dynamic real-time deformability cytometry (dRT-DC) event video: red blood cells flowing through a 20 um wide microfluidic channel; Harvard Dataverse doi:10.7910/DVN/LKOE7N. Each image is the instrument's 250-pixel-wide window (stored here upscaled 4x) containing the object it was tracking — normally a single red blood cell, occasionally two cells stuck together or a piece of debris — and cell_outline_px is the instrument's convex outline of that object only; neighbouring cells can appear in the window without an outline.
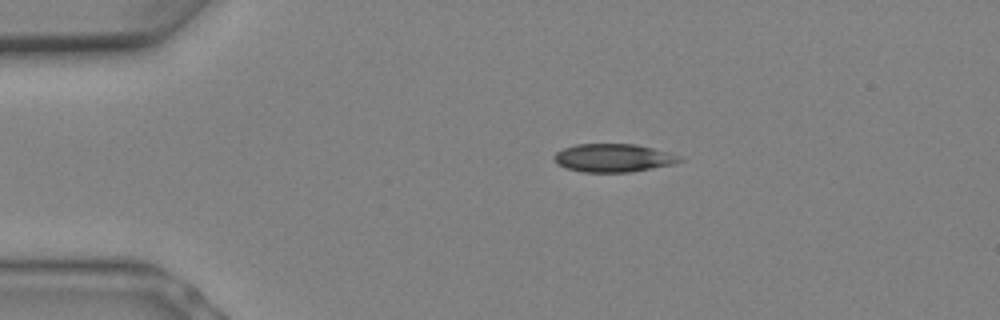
{"species": "Egyptian fruit bat (a non-hibernating species)", "species_latin": "Rousettus aegyptiacus", "temperature_condition": "warm", "stored_images_in_passage": 10, "camera_frame_rate_fps": 3000, "um_per_image_px": 0.085, "animal": {"sex": "female"}, "frame": {"image": 1, "passage_image": 5, "time_ms": 1.333, "image_size_px": [1000, 320], "cell_outline_px": [[684, 160], [676, 164], [632, 172], [584, 172], [564, 168], [556, 164], [552, 156], [556, 152], [564, 148], [576, 144], [636, 144], [668, 152], [680, 156]], "centroid_in_image_um": [52.13, 13.43], "position_along_channel_um": 32.9, "area_um2": 20.87}}
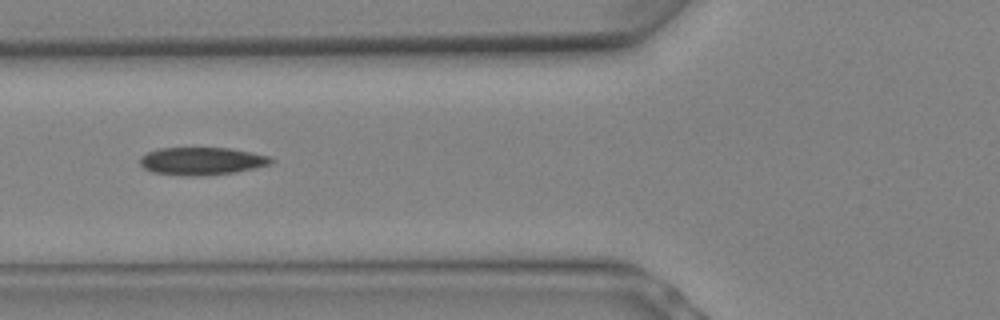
{"frame": {"image": 2, "passage_image": 9, "time_ms": 2.667, "image_size_px": [1000, 320], "cell_outline_px": [[276, 160], [272, 164], [256, 168], [236, 172], [196, 176], [184, 176], [152, 172], [144, 168], [140, 164], [140, 156], [148, 152], [160, 148], [228, 148], [252, 152], [268, 156]], "centroid_in_image_um": [17.17, 13.69], "position_along_channel_um": 108.6, "area_um2": 21.27}}